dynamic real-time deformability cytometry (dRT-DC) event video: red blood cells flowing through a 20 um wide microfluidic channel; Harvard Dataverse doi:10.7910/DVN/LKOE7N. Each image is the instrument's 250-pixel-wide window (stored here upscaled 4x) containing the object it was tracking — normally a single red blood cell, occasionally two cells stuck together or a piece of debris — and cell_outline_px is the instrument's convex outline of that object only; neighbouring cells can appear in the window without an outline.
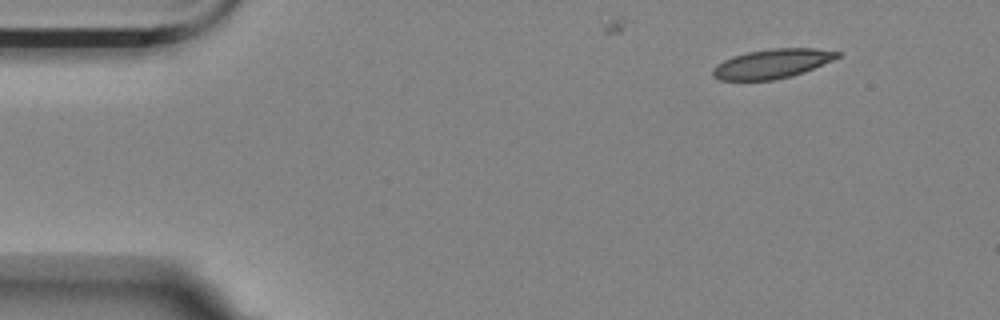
{"species": "Egyptian fruit bat (a non-hibernating species)", "species_latin": "Rousettus aegyptiacus", "temperature_condition": "room temperature", "stored_images_in_passage": 11, "camera_frame_rate_fps": 3000, "um_per_image_px": 0.085, "animal": {"sex": "female"}, "frame": {"image": 1, "passage_image": 1, "time_ms": 0.0, "image_size_px": [1000, 320], "cell_outline_px": [[840, 56], [832, 60], [804, 72], [792, 76], [772, 80], [720, 80], [712, 76], [712, 68], [716, 64], [732, 56], [748, 52], [772, 48], [816, 48], [840, 52]], "centroid_in_image_um": [65.6, 5.41], "position_along_channel_um": 19.4, "area_um2": 21.27}}
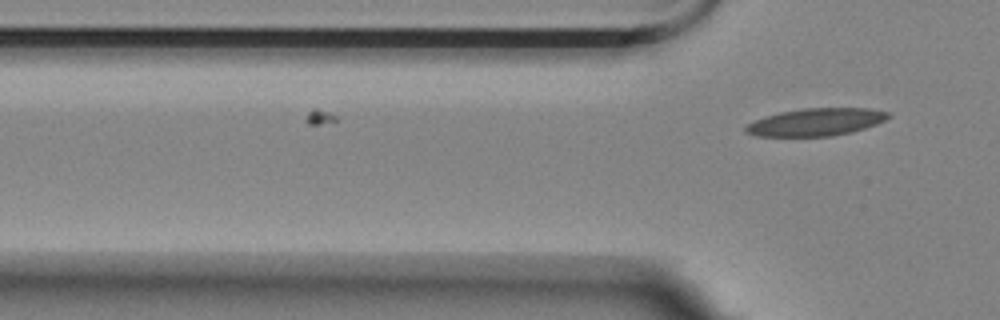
{"frame": {"image": 2, "passage_image": 11, "time_ms": 3.333, "image_size_px": [1000, 320], "cell_outline_px": [[892, 116], [876, 124], [864, 128], [832, 136], [756, 136], [744, 132], [744, 128], [748, 124], [764, 116], [780, 112], [804, 108], [868, 108], [888, 112]], "centroid_in_image_um": [69.33, 10.37], "position_along_channel_um": 56.5, "area_um2": 22.72}}